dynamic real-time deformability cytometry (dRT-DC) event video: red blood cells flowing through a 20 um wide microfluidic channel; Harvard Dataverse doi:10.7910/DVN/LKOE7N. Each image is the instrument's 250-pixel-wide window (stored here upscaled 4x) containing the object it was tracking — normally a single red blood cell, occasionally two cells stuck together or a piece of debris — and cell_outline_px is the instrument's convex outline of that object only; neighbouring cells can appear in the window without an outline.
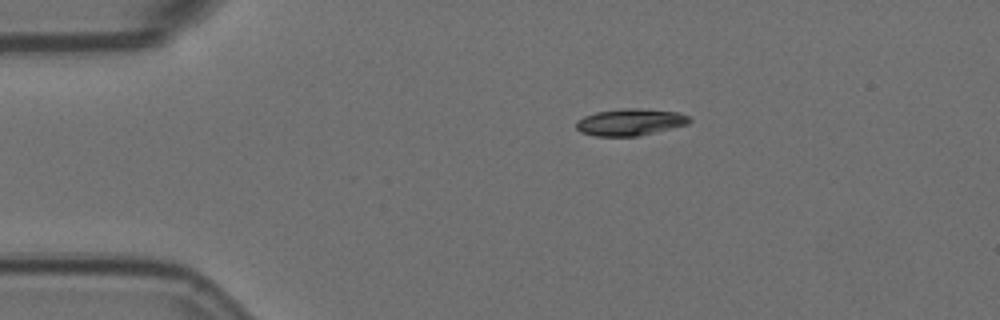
{"species": "Egyptian fruit bat (a non-hibernating species)", "species_latin": "Rousettus aegyptiacus", "temperature_condition": "room temperature", "stored_images_in_passage": 3, "camera_frame_rate_fps": 3000, "um_per_image_px": 0.085, "animal": {"sex": "female"}, "frame": {"image": 1, "passage_image": 1, "time_ms": 0.0, "image_size_px": [1000, 320], "cell_outline_px": [[692, 120], [688, 124], [636, 136], [596, 136], [580, 132], [576, 128], [576, 120], [584, 116], [596, 112], [624, 108], [640, 108], [680, 112], [692, 116]], "centroid_in_image_um": [53.58, 10.36], "position_along_channel_um": 31.4, "area_um2": 17.8}}